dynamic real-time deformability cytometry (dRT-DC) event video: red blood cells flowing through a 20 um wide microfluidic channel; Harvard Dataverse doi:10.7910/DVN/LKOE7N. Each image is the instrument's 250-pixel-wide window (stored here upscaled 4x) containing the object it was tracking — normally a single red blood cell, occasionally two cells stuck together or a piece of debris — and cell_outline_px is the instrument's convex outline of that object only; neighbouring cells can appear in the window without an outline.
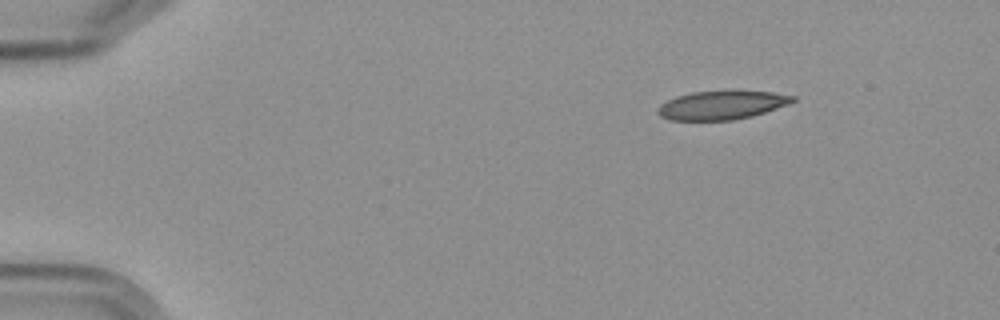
{"species": "Egyptian fruit bat (a non-hibernating species)", "species_latin": "Rousettus aegyptiacus", "temperature_condition": "cold", "stored_images_in_passage": 4, "camera_frame_rate_fps": 3000, "um_per_image_px": 0.085, "frame": {"image": 1, "passage_image": 1, "time_ms": 0.0, "image_size_px": [1000, 320], "cell_outline_px": [[796, 100], [788, 104], [752, 116], [732, 120], [672, 120], [660, 116], [656, 112], [656, 108], [660, 104], [676, 96], [692, 92], [772, 92], [796, 96]], "centroid_in_image_um": [61.31, 8.95], "position_along_channel_um": 23.7, "area_um2": 22.14}}
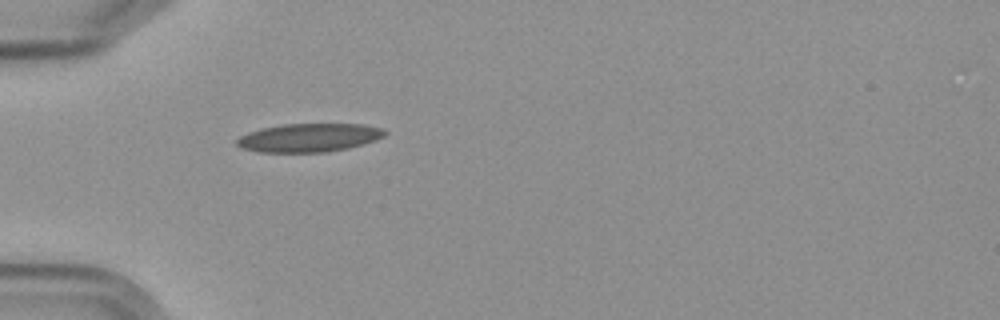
{"frame": {"image": 2, "passage_image": 4, "time_ms": 3.333, "image_size_px": [1000, 320], "cell_outline_px": [[388, 132], [384, 136], [376, 140], [348, 148], [328, 152], [256, 152], [240, 148], [236, 144], [236, 140], [240, 136], [248, 132], [260, 128], [280, 124], [364, 124], [384, 128]], "centroid_in_image_um": [26.26, 11.7], "position_along_channel_um": 58.7, "area_um2": 24.85}}